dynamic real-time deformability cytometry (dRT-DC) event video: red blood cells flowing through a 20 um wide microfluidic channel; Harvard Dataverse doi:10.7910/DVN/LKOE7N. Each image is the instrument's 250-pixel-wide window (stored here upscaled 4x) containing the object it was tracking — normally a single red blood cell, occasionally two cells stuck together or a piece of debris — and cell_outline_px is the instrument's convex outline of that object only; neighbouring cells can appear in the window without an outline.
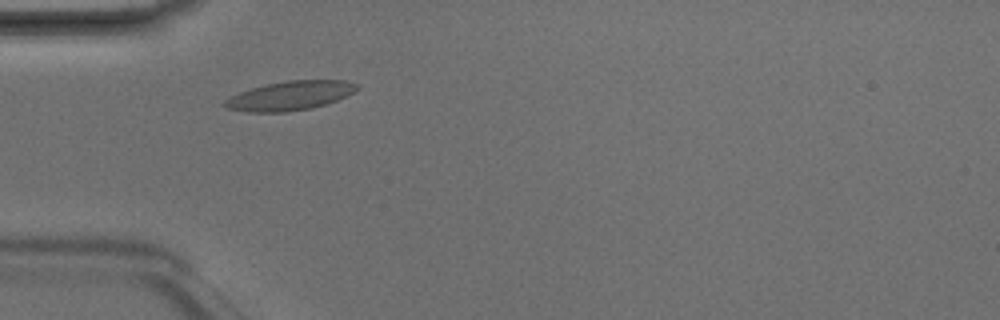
{"species": "Egyptian fruit bat (a non-hibernating species)", "species_latin": "Rousettus aegyptiacus", "temperature_condition": "room temperature", "stored_images_in_passage": 5, "camera_frame_rate_fps": 3000, "um_per_image_px": 0.085, "animal": {"sex": "male"}, "frame": {"image": 1, "passage_image": 4, "time_ms": 1.0, "image_size_px": [1000, 320], "cell_outline_px": [[360, 88], [356, 92], [336, 100], [324, 104], [308, 108], [284, 112], [248, 112], [228, 108], [220, 104], [224, 100], [240, 92], [264, 84], [288, 80], [344, 80], [360, 84]], "centroid_in_image_um": [24.67, 8.12], "position_along_channel_um": 60.3, "area_um2": 22.43}}